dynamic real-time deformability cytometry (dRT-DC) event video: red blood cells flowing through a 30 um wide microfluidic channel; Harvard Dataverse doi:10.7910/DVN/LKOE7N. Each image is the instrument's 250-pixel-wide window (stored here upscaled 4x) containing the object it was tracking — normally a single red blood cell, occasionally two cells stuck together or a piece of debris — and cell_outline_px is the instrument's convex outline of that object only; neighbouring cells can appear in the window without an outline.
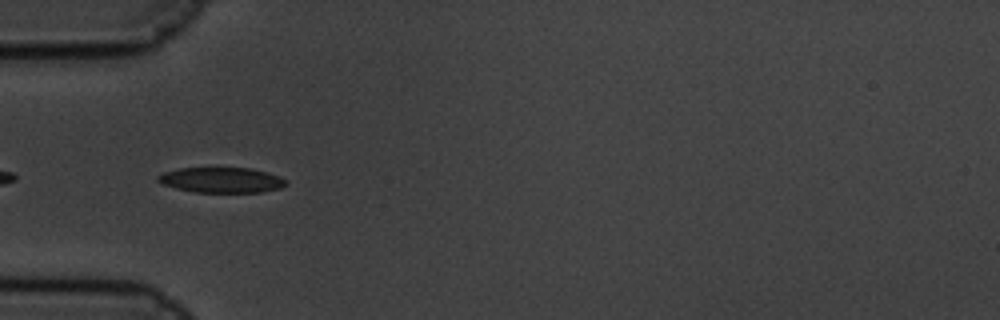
{"species": "common noctule bat (a hibernating species)", "species_latin": "Nyctalus noctula", "temperature_condition": "cold", "stored_images_in_passage": 44, "camera_frame_rate_fps": 3000, "um_per_image_px": 0.085, "animal": {"sex": "male", "body_mass_g": 19.5, "forearm_length_mm": 54.6}, "frame": {"image": 1, "passage_image": 3, "time_ms": 0.667, "image_size_px": [1000, 320], "cell_outline_px": [[288, 184], [280, 188], [260, 192], [196, 192], [176, 188], [164, 184], [156, 180], [156, 176], [164, 172], [180, 168], [252, 168], [268, 172], [280, 176], [288, 180]], "centroid_in_image_um": [18.87, 15.29], "position_along_channel_um": 66.1, "area_um2": 18.96}}
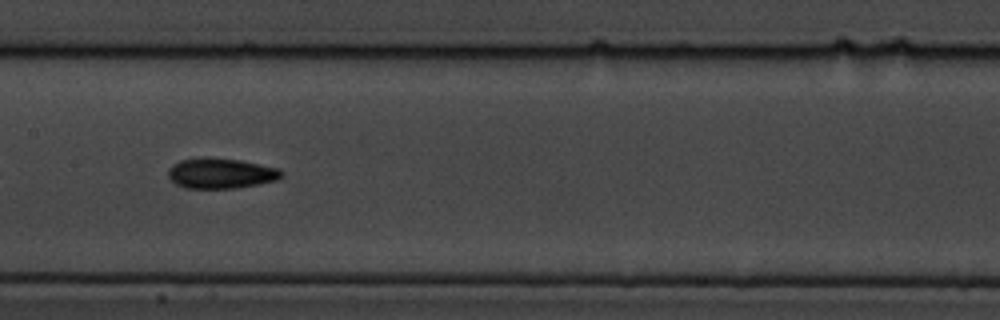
{"frame": {"image": 2, "passage_image": 14, "time_ms": 4.333, "image_size_px": [1000, 320], "cell_outline_px": [[284, 176], [280, 180], [260, 184], [236, 188], [184, 188], [176, 184], [168, 176], [168, 168], [172, 164], [180, 160], [240, 160], [280, 168], [284, 172]], "centroid_in_image_um": [18.86, 14.78], "position_along_channel_um": 188.5, "area_um2": 19.65}}
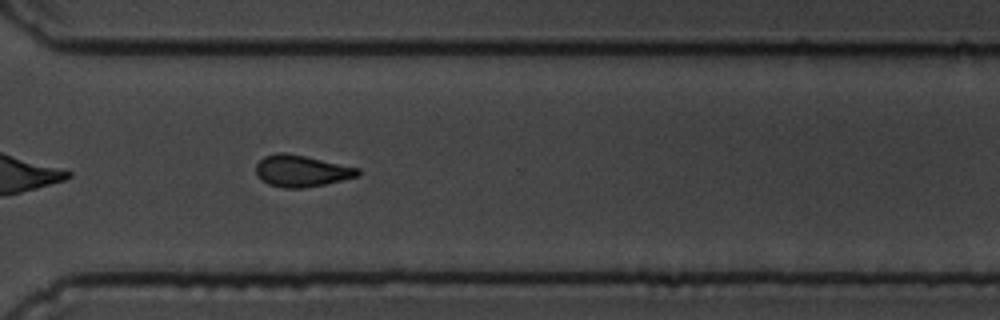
{"frame": {"image": 3, "passage_image": 28, "time_ms": 9.0, "image_size_px": [1000, 320], "cell_outline_px": [[360, 176], [324, 184], [304, 188], [284, 188], [268, 184], [256, 172], [256, 164], [264, 156], [276, 152], [284, 152], [304, 156], [360, 168]], "centroid_in_image_um": [25.64, 14.52], "position_along_channel_um": 345.0, "area_um2": 18.61}, "authors_computed_cell_mechanics": {"area_um2": 18.6983, "velocity_mm_per_s": 3.3599, "shape_relaxation_time_tau1_ms": 4.2419, "shape_relaxation_time_tau2_ms": 3.6345, "deformation_change_tau1": 0.1377, "deformation_change_tau2": 0.0893}}